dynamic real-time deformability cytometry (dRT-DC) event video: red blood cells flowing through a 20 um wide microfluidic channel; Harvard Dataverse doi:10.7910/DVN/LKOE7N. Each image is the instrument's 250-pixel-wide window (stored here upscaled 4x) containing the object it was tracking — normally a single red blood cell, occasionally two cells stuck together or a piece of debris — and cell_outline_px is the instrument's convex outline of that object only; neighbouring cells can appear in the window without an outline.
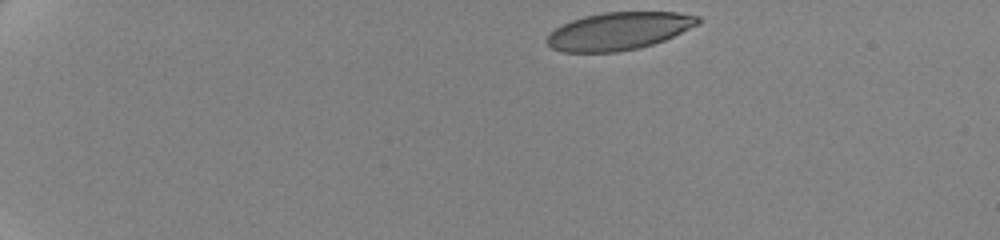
{"species": "human", "species_latin": "Homo sapiens", "temperature_condition": "cold", "stored_images_in_passage": 23, "camera_frame_rate_fps": 3000, "um_per_image_px": 0.085, "donor": {"sex": "female"}, "frame": {"image": 1, "passage_image": 1, "time_ms": 0.0, "image_size_px": [1000, 240], "cell_outline_px": [[700, 24], [664, 40], [652, 44], [636, 48], [616, 52], [564, 52], [552, 48], [544, 40], [556, 28], [572, 20], [584, 16], [604, 12], [676, 12], [700, 16]], "centroid_in_image_um": [52.61, 2.63], "position_along_channel_um": 32.4, "area_um2": 32.95}}
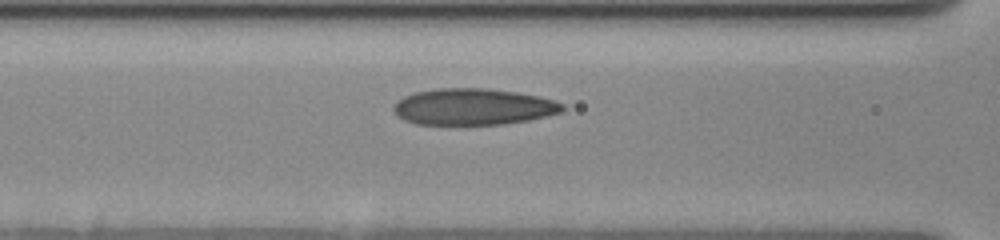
{"frame": {"image": 2, "passage_image": 14, "time_ms": 5.667, "image_size_px": [1000, 240], "cell_outline_px": [[564, 108], [560, 112], [548, 116], [528, 120], [504, 124], [416, 124], [404, 120], [396, 116], [392, 108], [404, 96], [416, 92], [436, 88], [484, 88], [516, 92], [536, 96], [552, 100], [564, 104]], "centroid_in_image_um": [40.2, 9.08], "position_along_channel_um": 126.4, "area_um2": 35.66}}
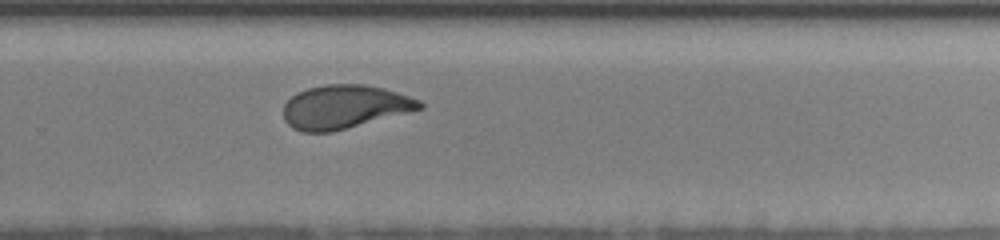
{"frame": {"image": 3, "passage_image": 23, "time_ms": 10.667, "image_size_px": [1000, 240], "cell_outline_px": [[424, 108], [332, 132], [304, 132], [292, 128], [284, 120], [284, 104], [296, 92], [308, 88], [324, 84], [364, 84], [384, 88], [420, 100], [424, 104]], "centroid_in_image_um": [29.27, 9.08], "position_along_channel_um": 300.5, "area_um2": 34.56}}